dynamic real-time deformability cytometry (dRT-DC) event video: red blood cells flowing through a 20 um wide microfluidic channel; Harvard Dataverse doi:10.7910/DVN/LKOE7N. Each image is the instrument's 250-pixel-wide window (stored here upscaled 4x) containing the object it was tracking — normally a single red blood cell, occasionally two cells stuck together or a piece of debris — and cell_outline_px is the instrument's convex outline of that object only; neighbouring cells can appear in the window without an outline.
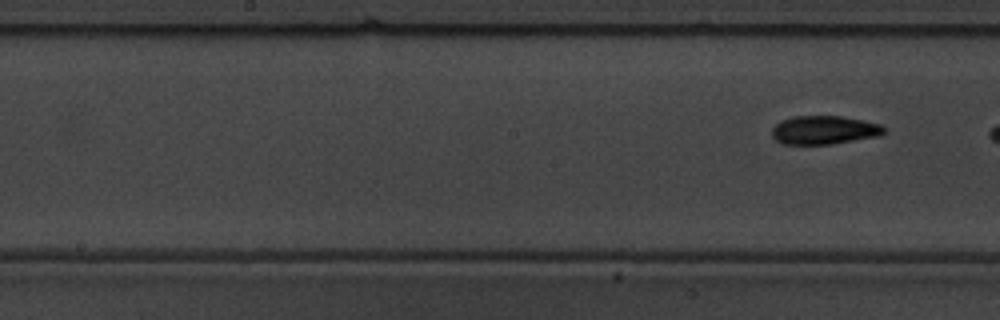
{"species": "common noctule bat (a hibernating species)", "species_latin": "Nyctalus noctula", "temperature_condition": "warm", "stored_images_in_passage": 9, "camera_frame_rate_fps": 3000, "um_per_image_px": 0.085, "animal": {"sex": "male", "body_mass_g": 19.5, "forearm_length_mm": 54.6}, "frame": {"image": 1, "passage_image": 9, "time_ms": 10.0, "image_size_px": [1000, 320], "cell_outline_px": [[888, 132], [876, 136], [832, 144], [784, 144], [776, 140], [772, 136], [772, 128], [780, 120], [792, 116], [844, 116], [880, 124]], "centroid_in_image_um": [70.03, 11.04], "position_along_channel_um": 178.2, "area_um2": 18.67}}